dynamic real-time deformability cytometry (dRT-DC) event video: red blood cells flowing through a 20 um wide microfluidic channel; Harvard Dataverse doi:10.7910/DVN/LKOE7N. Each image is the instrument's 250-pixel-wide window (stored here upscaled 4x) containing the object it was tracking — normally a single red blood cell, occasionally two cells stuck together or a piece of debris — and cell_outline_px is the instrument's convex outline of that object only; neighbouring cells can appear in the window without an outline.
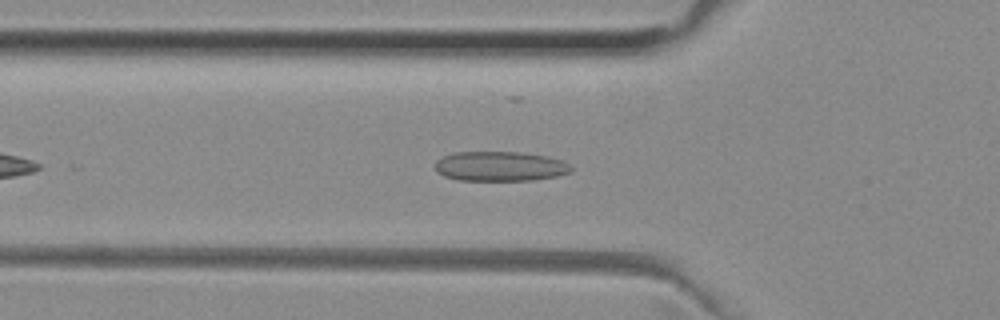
{"species": "common noctule bat (a hibernating species)", "species_latin": "Nyctalus noctula", "temperature_condition": "room temperature", "stored_images_in_passage": 40, "camera_frame_rate_fps": 3000, "um_per_image_px": 0.085, "animal": {"sex": "female", "body_mass_g": 29.2, "forearm_length_mm": 56.3}, "frame": {"image": 1, "passage_image": 8, "time_ms": 2.333, "image_size_px": [1000, 320], "cell_outline_px": [[572, 172], [556, 176], [532, 180], [460, 180], [444, 176], [436, 172], [436, 160], [452, 152], [520, 152], [548, 156], [560, 160], [568, 164], [572, 168]], "centroid_in_image_um": [42.49, 14.13], "position_along_channel_um": 83.3, "area_um2": 23.52}}
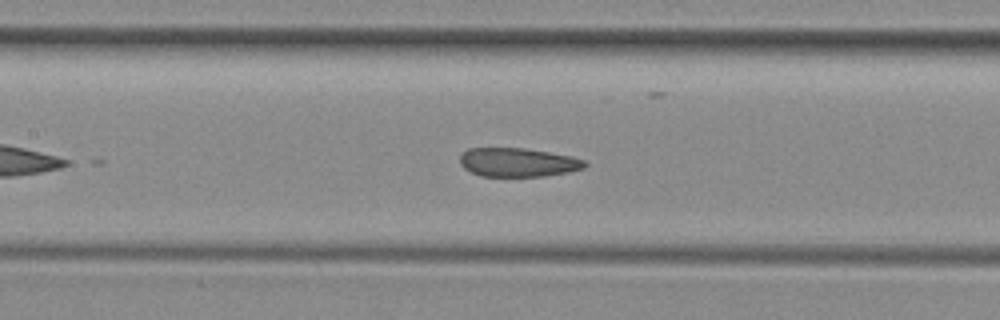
{"frame": {"image": 2, "passage_image": 14, "time_ms": 4.333, "image_size_px": [1000, 320], "cell_outline_px": [[588, 164], [584, 168], [568, 172], [544, 176], [480, 176], [464, 168], [460, 164], [460, 156], [468, 148], [524, 148], [572, 156], [584, 160]], "centroid_in_image_um": [44.03, 13.8], "position_along_channel_um": 163.4, "area_um2": 20.92}}
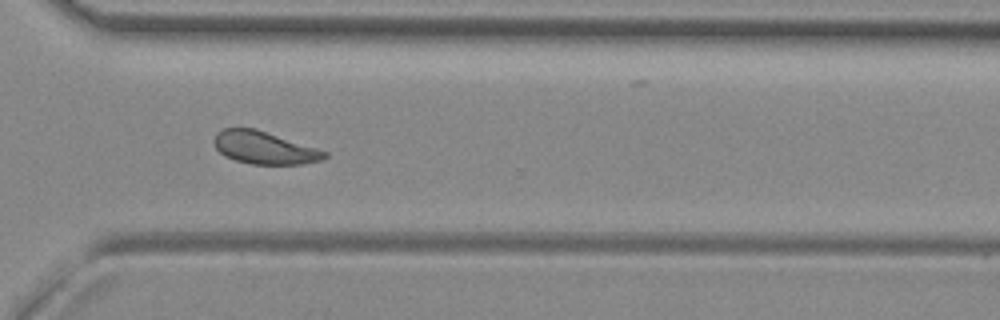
{"frame": {"image": 3, "passage_image": 28, "time_ms": 9.0, "image_size_px": [1000, 320], "cell_outline_px": [[328, 156], [324, 160], [304, 164], [252, 164], [236, 160], [224, 156], [216, 148], [212, 140], [216, 132], [224, 128], [256, 128], [328, 152]], "centroid_in_image_um": [22.46, 12.55], "position_along_channel_um": 348.1, "area_um2": 21.1}, "authors_computed_cell_mechanics": {"area_um2": 21.7039, "velocity_mm_per_s": 3.9592, "shape_relaxation_time_tau1_ms": null, "shape_relaxation_time_tau2_ms": 1.4318, "deformation_change_tau1": null, "deformation_change_tau2": 0.0809}}